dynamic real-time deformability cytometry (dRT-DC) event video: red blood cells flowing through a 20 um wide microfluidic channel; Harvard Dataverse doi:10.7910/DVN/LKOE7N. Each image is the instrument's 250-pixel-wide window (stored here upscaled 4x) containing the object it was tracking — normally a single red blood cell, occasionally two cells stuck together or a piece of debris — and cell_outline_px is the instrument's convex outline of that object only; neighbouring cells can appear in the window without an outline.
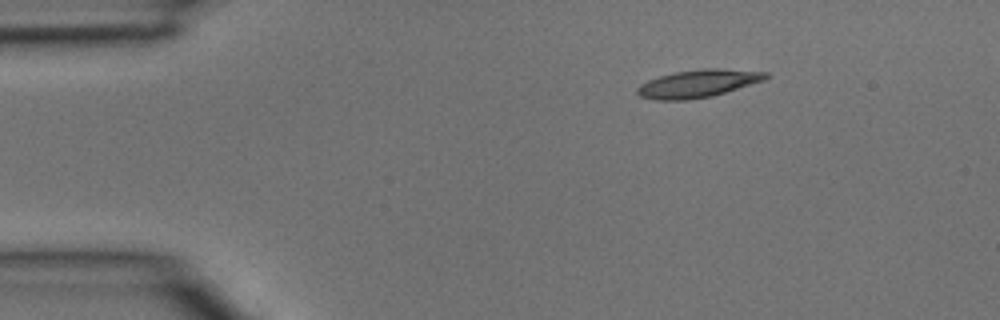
{"species": "common noctule bat (a hibernating species)", "species_latin": "Nyctalus noctula", "temperature_condition": "room temperature", "stored_images_in_passage": 3, "camera_frame_rate_fps": 3000, "um_per_image_px": 0.085, "animal": {"sex": "male", "body_mass_g": 15.6}, "frame": {"image": 1, "passage_image": 2, "time_ms": 0.333, "image_size_px": [1000, 320], "cell_outline_px": [[772, 76], [764, 80], [712, 96], [688, 100], [656, 100], [640, 96], [636, 92], [636, 88], [640, 84], [648, 80], [660, 76], [676, 72], [700, 68], [716, 68], [768, 72]], "centroid_in_image_um": [59.34, 7.1], "position_along_channel_um": 25.7, "area_um2": 20.75}}
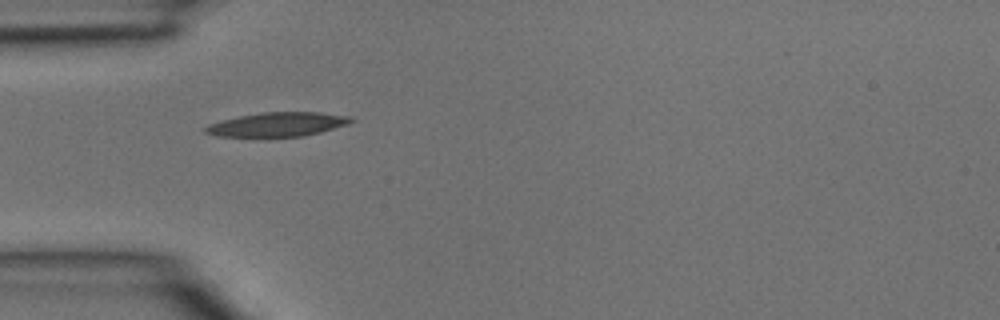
{"frame": {"image": 2, "passage_image": 3, "time_ms": 0.667, "image_size_px": [1000, 320], "cell_outline_px": [[356, 120], [348, 124], [320, 132], [304, 136], [216, 136], [204, 132], [204, 128], [208, 124], [220, 120], [240, 116], [264, 112], [320, 112], [352, 116]], "centroid_in_image_um": [23.62, 10.56], "position_along_channel_um": 61.4, "area_um2": 20.4}}